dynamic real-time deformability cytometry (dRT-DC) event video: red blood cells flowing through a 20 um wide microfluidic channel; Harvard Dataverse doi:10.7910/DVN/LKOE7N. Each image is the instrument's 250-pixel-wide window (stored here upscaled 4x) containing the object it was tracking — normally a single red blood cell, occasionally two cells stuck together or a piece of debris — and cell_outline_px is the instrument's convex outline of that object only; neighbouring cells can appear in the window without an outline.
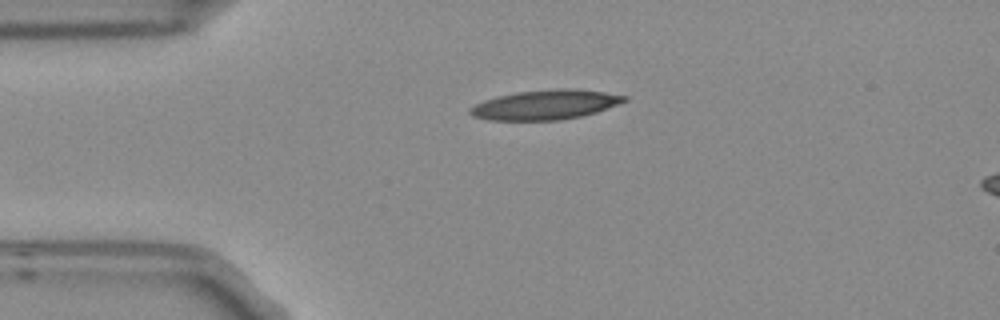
{"species": "Egyptian fruit bat (a non-hibernating species)", "species_latin": "Rousettus aegyptiacus", "temperature_condition": "room temperature", "stored_images_in_passage": 2, "camera_frame_rate_fps": 3000, "um_per_image_px": 0.085, "frame": {"image": 1, "passage_image": 1, "time_ms": 0.0, "image_size_px": [1000, 320], "cell_outline_px": [[628, 100], [596, 112], [580, 116], [556, 120], [488, 120], [472, 116], [468, 112], [468, 108], [484, 100], [496, 96], [520, 92], [560, 88], [572, 88], [604, 92], [628, 96]], "centroid_in_image_um": [46.33, 8.9], "position_along_channel_um": 38.7, "area_um2": 26.47}}